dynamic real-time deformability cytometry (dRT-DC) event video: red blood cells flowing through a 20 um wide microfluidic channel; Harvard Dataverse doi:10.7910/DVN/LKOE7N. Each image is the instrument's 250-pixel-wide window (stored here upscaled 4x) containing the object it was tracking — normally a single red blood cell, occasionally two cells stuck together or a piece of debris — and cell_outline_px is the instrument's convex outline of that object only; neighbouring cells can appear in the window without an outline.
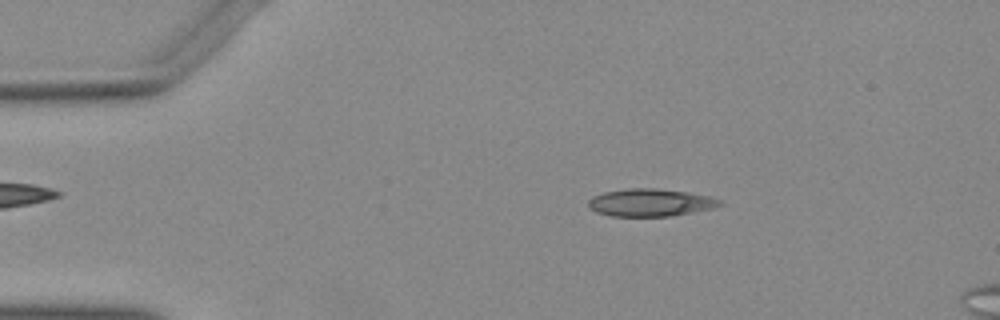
{"species": "Egyptian fruit bat (a non-hibernating species)", "species_latin": "Rousettus aegyptiacus", "temperature_condition": "warm", "stored_images_in_passage": 51, "camera_frame_rate_fps": 3000, "um_per_image_px": 0.085, "animal": {"sex": "female"}, "frame": {"image": 1, "passage_image": 9, "time_ms": 2.667, "image_size_px": [1000, 320], "cell_outline_px": [[724, 204], [712, 208], [672, 216], [612, 216], [596, 212], [588, 208], [588, 200], [592, 196], [604, 192], [624, 188], [656, 188], [688, 192], [712, 196], [720, 200]], "centroid_in_image_um": [55.26, 17.21], "position_along_channel_um": 29.7, "area_um2": 21.33}}
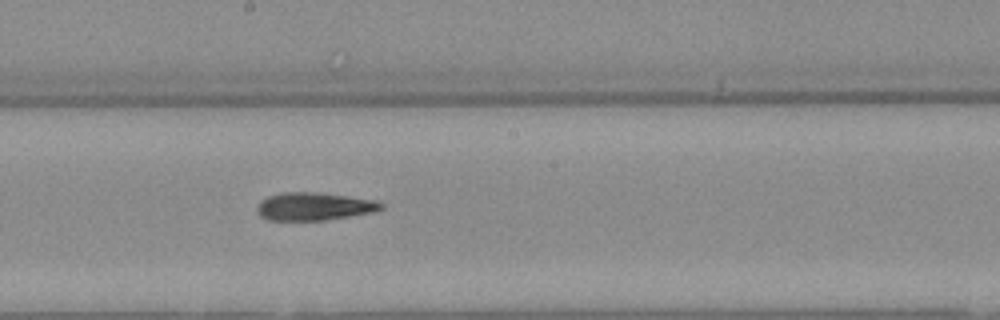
{"frame": {"image": 2, "passage_image": 28, "time_ms": 9.0, "image_size_px": [1000, 320], "cell_outline_px": [[384, 208], [376, 212], [324, 220], [268, 220], [260, 216], [256, 208], [260, 200], [268, 196], [284, 192], [312, 192], [380, 200], [384, 204]], "centroid_in_image_um": [26.73, 17.55], "position_along_channel_um": 221.5, "area_um2": 20.29}}
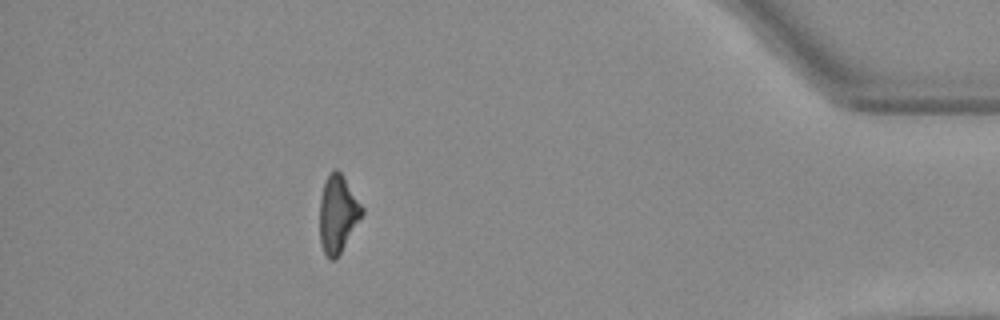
{"frame": {"image": 3, "passage_image": 46, "time_ms": 15.0, "image_size_px": [1000, 320], "cell_outline_px": [[364, 212], [340, 252], [332, 260], [328, 260], [320, 244], [320, 200], [324, 184], [328, 176], [336, 168], [340, 172], [364, 208]], "centroid_in_image_um": [28.7, 18.2], "position_along_channel_um": 406.5, "area_um2": 18.55}}